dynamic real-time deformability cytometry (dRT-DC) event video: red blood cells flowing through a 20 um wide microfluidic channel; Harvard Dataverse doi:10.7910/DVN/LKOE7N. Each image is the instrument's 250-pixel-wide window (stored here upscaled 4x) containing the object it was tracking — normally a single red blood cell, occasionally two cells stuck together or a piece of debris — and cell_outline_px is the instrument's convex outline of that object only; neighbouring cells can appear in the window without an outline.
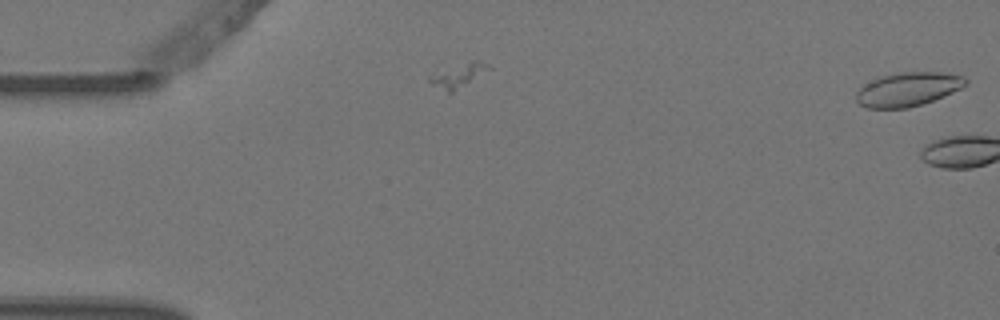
{"species": "Egyptian fruit bat (a non-hibernating species)", "species_latin": "Rousettus aegyptiacus", "temperature_condition": "warm", "stored_images_in_passage": 6, "camera_frame_rate_fps": 3000, "um_per_image_px": 0.085, "animal": {"sex": "female"}, "frame": {"image": 1, "passage_image": 1, "time_ms": 0.0, "image_size_px": [1000, 320], "cell_outline_px": [[968, 84], [952, 92], [932, 100], [908, 108], [868, 108], [860, 104], [856, 100], [856, 92], [860, 88], [872, 80], [884, 76], [900, 72], [940, 72], [964, 76], [968, 80]], "centroid_in_image_um": [77.18, 7.58], "position_along_channel_um": 7.8, "area_um2": 21.27}}
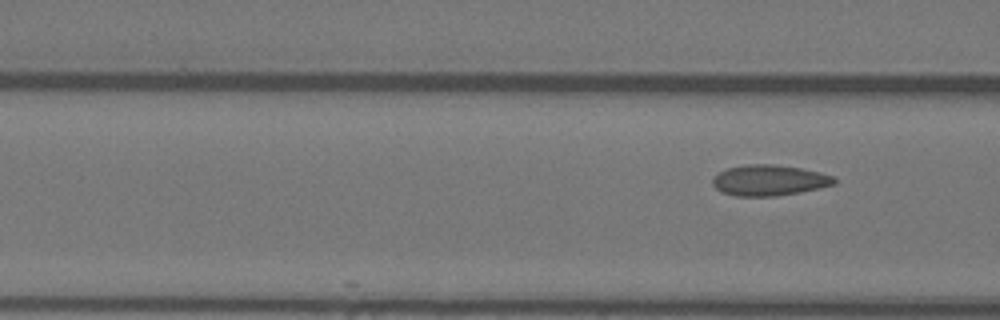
{"frame": {"image": 2, "passage_image": 6, "time_ms": 1.667, "image_size_px": [1000, 320], "cell_outline_px": [[836, 184], [776, 196], [736, 196], [720, 192], [712, 184], [712, 176], [728, 168], [748, 164], [772, 164], [800, 168], [820, 172], [832, 176], [836, 180]], "centroid_in_image_um": [65.33, 15.32], "position_along_channel_um": 101.3, "area_um2": 21.62}}